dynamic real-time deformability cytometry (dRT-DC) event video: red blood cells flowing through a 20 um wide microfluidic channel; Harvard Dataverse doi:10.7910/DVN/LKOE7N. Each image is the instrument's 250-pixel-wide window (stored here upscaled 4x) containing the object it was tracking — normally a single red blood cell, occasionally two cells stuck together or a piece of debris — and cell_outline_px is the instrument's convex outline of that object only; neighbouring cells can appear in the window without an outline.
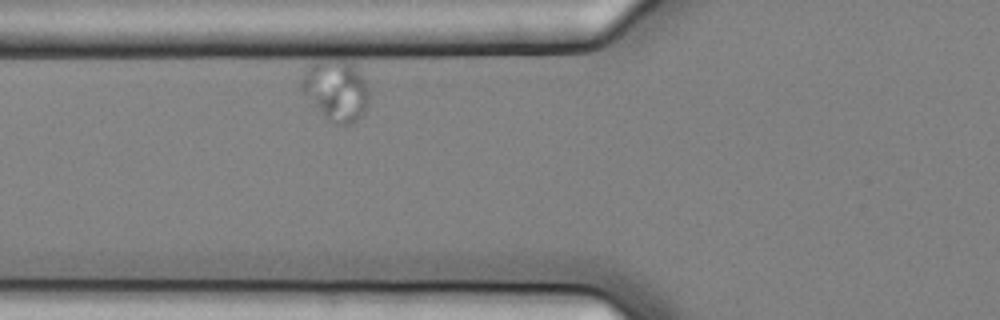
{"species": "common noctule bat (a hibernating species)", "species_latin": "Nyctalus noctula", "temperature_condition": "cold", "stored_images_in_passage": 2, "camera_frame_rate_fps": 3000, "um_per_image_px": 0.085, "animal": {"sex": "female", "body_mass_g": 25.1}, "frame": {"image": 1, "passage_image": 2, "time_ms": 0.333, "image_size_px": [1000, 320], "cell_outline_px": [[368, 104], [364, 116], [360, 120], [352, 124], [336, 124], [328, 120], [304, 96], [300, 88], [300, 76], [304, 68], [328, 44], [348, 44], [368, 88]], "centroid_in_image_um": [28.55, 7.24], "position_along_channel_um": 97.3, "area_um2": 28.73}}